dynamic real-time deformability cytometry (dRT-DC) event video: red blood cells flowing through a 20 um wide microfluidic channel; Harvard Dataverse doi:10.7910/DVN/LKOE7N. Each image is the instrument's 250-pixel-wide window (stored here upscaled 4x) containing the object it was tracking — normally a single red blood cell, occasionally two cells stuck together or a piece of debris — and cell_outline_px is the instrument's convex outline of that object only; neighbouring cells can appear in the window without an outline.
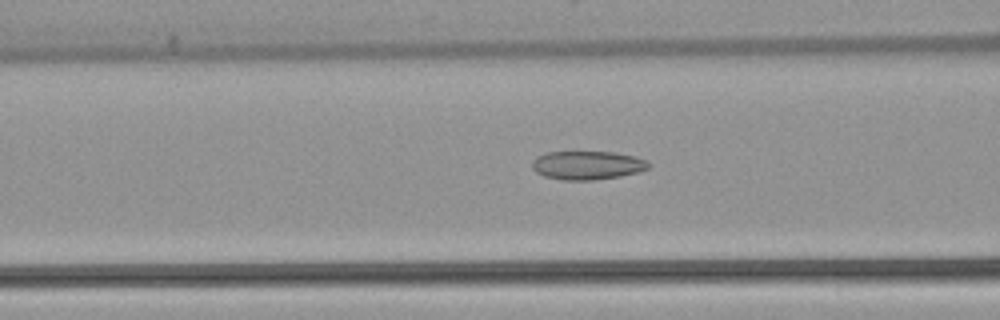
{"species": "common noctule bat (a hibernating species)", "species_latin": "Nyctalus noctula", "temperature_condition": "warm", "stored_images_in_passage": 53, "camera_frame_rate_fps": 3000, "um_per_image_px": 0.085, "animal": {"sex": "female", "body_mass_g": 22.7, "forearm_length_mm": 54.2}, "frame": {"image": 1, "passage_image": 21, "time_ms": 6.667, "image_size_px": [1000, 320], "cell_outline_px": [[652, 164], [648, 168], [640, 172], [620, 176], [592, 180], [564, 180], [544, 176], [536, 172], [532, 168], [532, 160], [536, 156], [548, 152], [612, 152], [636, 156], [648, 160]], "centroid_in_image_um": [49.95, 14.04], "position_along_channel_um": 116.6, "area_um2": 19.59}}
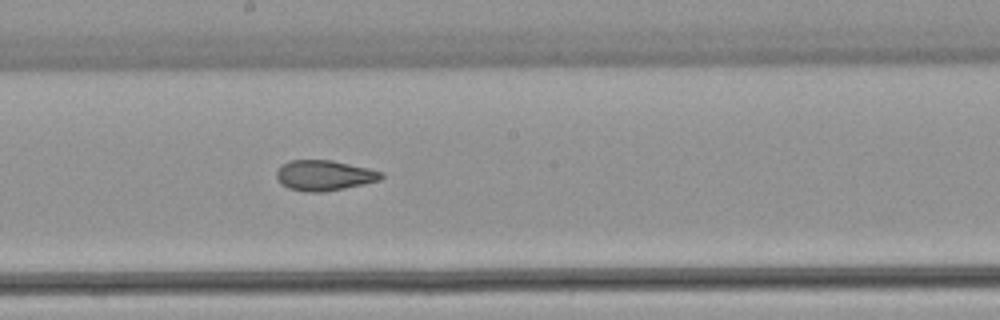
{"frame": {"image": 2, "passage_image": 29, "time_ms": 9.333, "image_size_px": [1000, 320], "cell_outline_px": [[384, 176], [380, 180], [364, 184], [324, 192], [308, 192], [288, 188], [280, 184], [276, 176], [276, 172], [280, 164], [288, 160], [332, 160], [368, 168], [384, 172]], "centroid_in_image_um": [27.54, 14.9], "position_along_channel_um": 220.7, "area_um2": 18.73}}
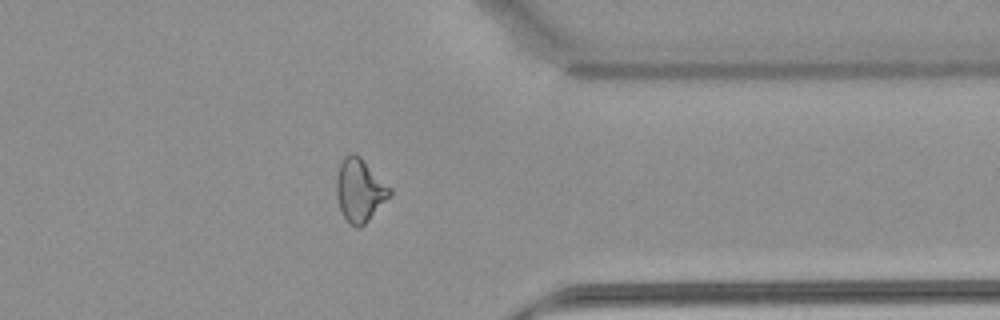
{"frame": {"image": 3, "passage_image": 42, "time_ms": 13.667, "image_size_px": [1000, 320], "cell_outline_px": [[392, 192], [368, 220], [360, 228], [356, 228], [348, 224], [340, 208], [336, 196], [336, 176], [340, 164], [344, 156], [348, 152], [356, 152], [392, 188]], "centroid_in_image_um": [30.55, 16.14], "position_along_channel_um": 380.9, "area_um2": 19.65}, "authors_computed_cell_mechanics": {"area_um2": 20.6924, "velocity_mm_per_s": 3.9035, "shape_relaxation_time_tau1_ms": null, "shape_relaxation_time_tau2_ms": 2.3057, "deformation_change_tau1": null, "deformation_change_tau2": 0.0961}}